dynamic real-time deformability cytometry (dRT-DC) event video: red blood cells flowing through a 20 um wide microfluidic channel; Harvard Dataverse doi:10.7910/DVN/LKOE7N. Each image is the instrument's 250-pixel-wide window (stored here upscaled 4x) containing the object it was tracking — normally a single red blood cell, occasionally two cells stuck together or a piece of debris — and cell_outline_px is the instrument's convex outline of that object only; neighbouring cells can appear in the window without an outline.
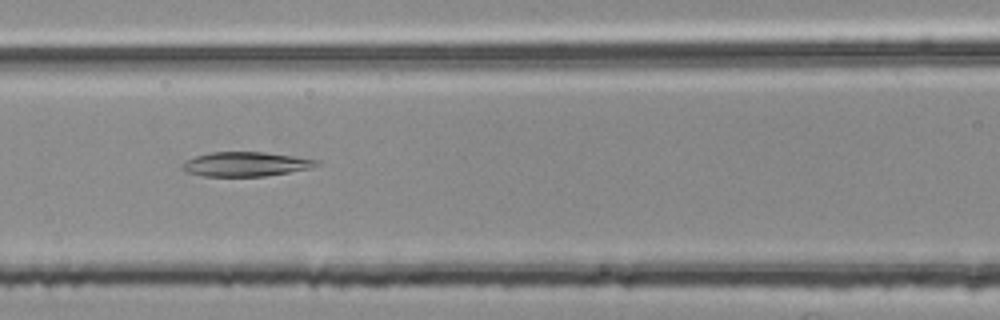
{"species": "common noctule bat (a hibernating species)", "species_latin": "Nyctalus noctula", "temperature_condition": "room temperature", "stored_images_in_passage": 38, "camera_frame_rate_fps": 3000, "um_per_image_px": 0.085, "animal": {"sex": "female", "body_mass_g": 25.1}, "frame": {"image": 1, "passage_image": 7, "time_ms": 2.0, "image_size_px": [1000, 320], "cell_outline_px": [[320, 164], [312, 168], [264, 176], [204, 176], [188, 172], [180, 164], [196, 156], [212, 152], [264, 152], [320, 160]], "centroid_in_image_um": [20.93, 13.95], "position_along_channel_um": 145.7, "area_um2": 18.84}}
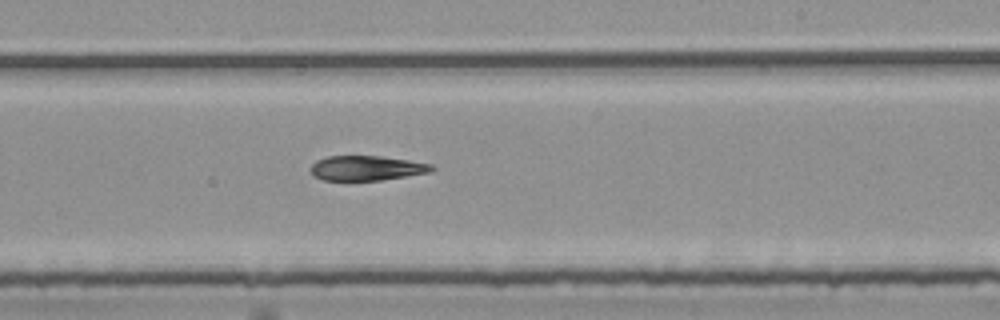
{"frame": {"image": 2, "passage_image": 16, "time_ms": 5.0, "image_size_px": [1000, 320], "cell_outline_px": [[436, 168], [432, 172], [380, 180], [320, 180], [312, 176], [312, 164], [316, 160], [328, 156], [380, 156], [408, 160], [432, 164]], "centroid_in_image_um": [31.17, 14.29], "position_along_channel_um": 257.8, "area_um2": 17.51}}
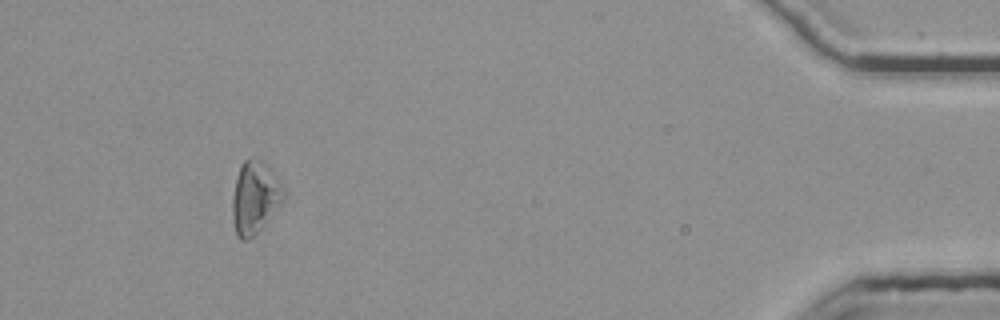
{"frame": {"image": 3, "passage_image": 34, "time_ms": 11.0, "image_size_px": [1000, 320], "cell_outline_px": [[284, 200], [256, 232], [248, 240], [240, 240], [236, 232], [232, 216], [232, 200], [236, 176], [240, 164], [244, 160], [260, 160], [272, 172], [284, 188]], "centroid_in_image_um": [21.63, 16.79], "position_along_channel_um": 413.6, "area_um2": 20.98}}